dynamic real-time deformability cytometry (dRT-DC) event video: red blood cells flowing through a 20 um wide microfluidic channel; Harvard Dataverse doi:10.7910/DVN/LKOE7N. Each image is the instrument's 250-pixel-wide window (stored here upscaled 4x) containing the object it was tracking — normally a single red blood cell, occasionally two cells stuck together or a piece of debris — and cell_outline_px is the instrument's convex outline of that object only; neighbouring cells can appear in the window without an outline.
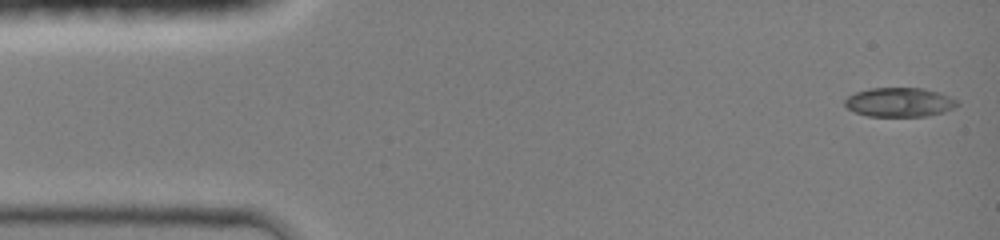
{"species": "common noctule bat (a hibernating species)", "species_latin": "Nyctalus noctula", "temperature_condition": "room temperature", "stored_images_in_passage": 60, "camera_frame_rate_fps": 3000, "um_per_image_px": 0.085, "animal": {"sex": "female", "body_mass_g": 19.0, "forearm_length_mm": 51.5}, "frame": {"image": 1, "passage_image": 1, "time_ms": 0.0, "image_size_px": [1000, 240], "cell_outline_px": [[960, 104], [944, 112], [928, 116], [868, 116], [856, 112], [848, 108], [844, 104], [844, 100], [848, 96], [856, 92], [868, 88], [924, 88], [940, 92], [956, 100]], "centroid_in_image_um": [76.46, 8.68], "position_along_channel_um": 8.5, "area_um2": 19.13}}
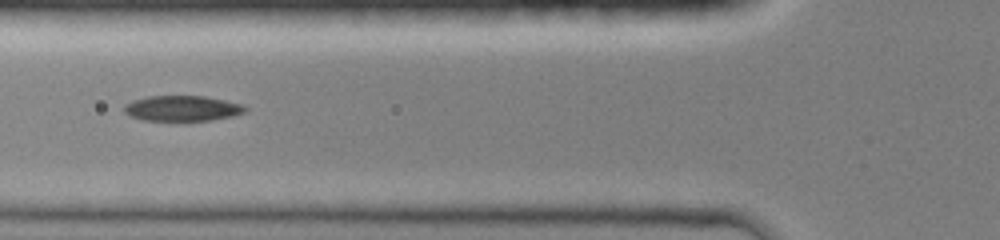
{"frame": {"image": 2, "passage_image": 46, "time_ms": 5.0, "image_size_px": [1000, 240], "cell_outline_px": [[248, 112], [232, 116], [212, 120], [144, 120], [128, 116], [124, 112], [124, 104], [132, 100], [148, 96], [204, 96], [224, 100], [240, 104], [248, 108]], "centroid_in_image_um": [15.48, 9.21], "position_along_channel_um": 110.3, "area_um2": 17.98}}
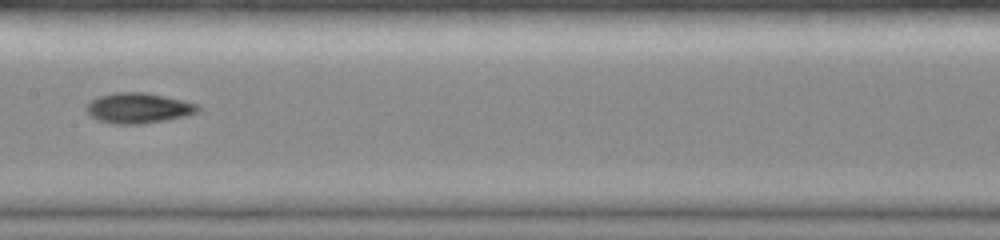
{"frame": {"image": 3, "passage_image": 59, "time_ms": 7.0, "image_size_px": [1000, 240], "cell_outline_px": [[200, 108], [196, 112], [188, 116], [144, 124], [112, 124], [100, 120], [92, 116], [84, 108], [96, 96], [112, 92], [148, 92], [184, 100], [196, 104]], "centroid_in_image_um": [11.77, 9.17], "position_along_channel_um": 195.6, "area_um2": 19.94}}